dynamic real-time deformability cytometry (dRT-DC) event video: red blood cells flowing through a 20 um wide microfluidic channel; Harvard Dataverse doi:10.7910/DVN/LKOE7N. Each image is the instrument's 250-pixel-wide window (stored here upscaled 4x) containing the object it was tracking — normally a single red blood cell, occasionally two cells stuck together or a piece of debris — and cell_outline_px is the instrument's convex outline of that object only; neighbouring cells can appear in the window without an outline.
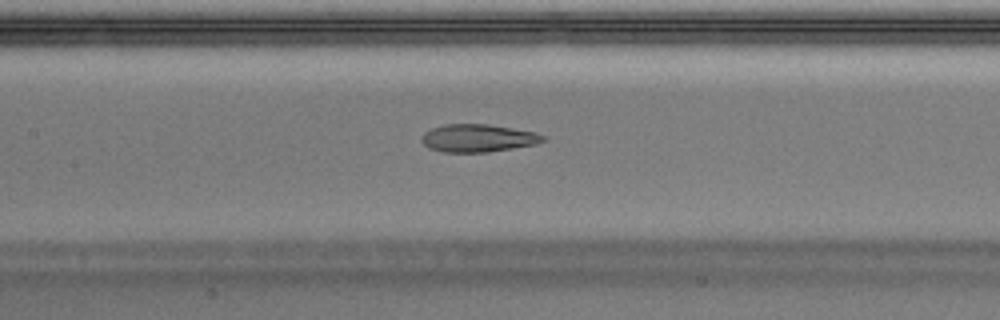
{"species": "Egyptian fruit bat (a non-hibernating species)", "species_latin": "Rousettus aegyptiacus", "temperature_condition": "warm", "stored_images_in_passage": 37, "camera_frame_rate_fps": 3000, "um_per_image_px": 0.085, "animal": {"sex": "male"}, "frame": {"image": 1, "passage_image": 11, "time_ms": 3.333, "image_size_px": [1000, 320], "cell_outline_px": [[548, 140], [536, 144], [488, 152], [444, 152], [428, 148], [420, 140], [420, 136], [424, 132], [432, 128], [444, 124], [488, 124], [536, 132], [548, 136]], "centroid_in_image_um": [40.65, 11.73], "position_along_channel_um": 166.8, "area_um2": 19.88}}
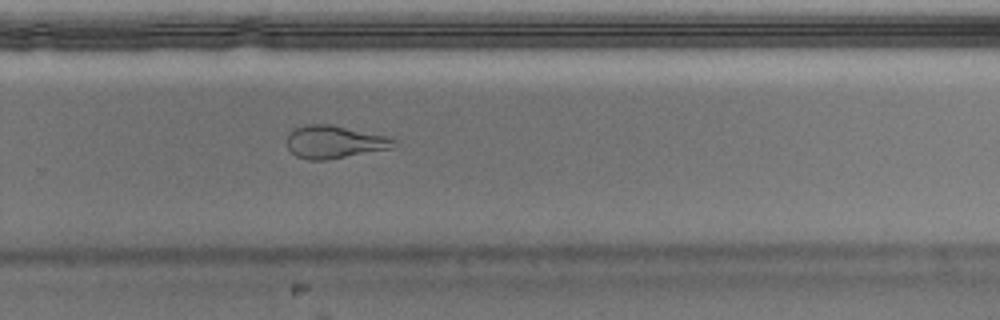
{"frame": {"image": 2, "passage_image": 21, "time_ms": 6.667, "image_size_px": [1000, 320], "cell_outline_px": [[400, 144], [392, 148], [324, 160], [308, 160], [296, 156], [288, 148], [288, 136], [296, 128], [304, 124], [332, 124], [392, 136]], "centroid_in_image_um": [28.51, 12.05], "position_along_channel_um": 301.3, "area_um2": 20.63}}
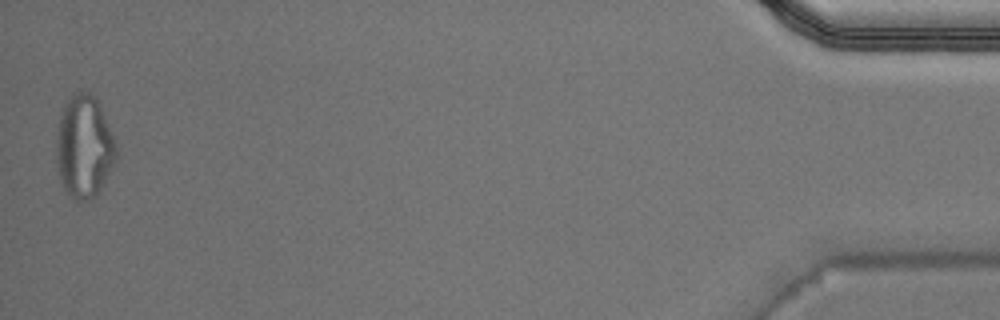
{"frame": {"image": 3, "passage_image": 37, "time_ms": 12.0, "image_size_px": [1000, 320], "cell_outline_px": [[116, 156], [104, 184], [96, 196], [84, 200], [76, 200], [64, 188], [60, 176], [56, 160], [56, 132], [60, 116], [64, 104], [72, 92], [88, 92], [96, 96], [100, 104], [116, 144]], "centroid_in_image_um": [7.14, 12.42], "position_along_channel_um": 428.1, "area_um2": 35.66}, "authors_computed_cell_mechanics": {"area_um2": 21.2704, "velocity_mm_per_s": 4.0503, "shape_relaxation_time_tau1_ms": null, "shape_relaxation_time_tau2_ms": 1.7138, "deformation_change_tau1": null, "deformation_change_tau2": 0.0966}}